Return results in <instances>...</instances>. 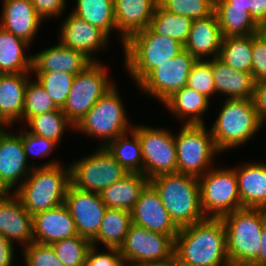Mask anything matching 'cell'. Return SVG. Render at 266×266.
I'll list each match as a JSON object with an SVG mask.
<instances>
[{"label":"cell","instance_id":"1","mask_svg":"<svg viewBox=\"0 0 266 266\" xmlns=\"http://www.w3.org/2000/svg\"><path fill=\"white\" fill-rule=\"evenodd\" d=\"M174 257L183 266H231L221 218L206 217L179 228L174 239Z\"/></svg>","mask_w":266,"mask_h":266},{"label":"cell","instance_id":"2","mask_svg":"<svg viewBox=\"0 0 266 266\" xmlns=\"http://www.w3.org/2000/svg\"><path fill=\"white\" fill-rule=\"evenodd\" d=\"M70 184L69 166H62L58 160H53L43 163L40 167L34 166L25 181L13 193L33 216L64 204Z\"/></svg>","mask_w":266,"mask_h":266},{"label":"cell","instance_id":"3","mask_svg":"<svg viewBox=\"0 0 266 266\" xmlns=\"http://www.w3.org/2000/svg\"><path fill=\"white\" fill-rule=\"evenodd\" d=\"M149 183L158 192L162 204L178 228L206 218L201 208L198 177L169 173L157 175Z\"/></svg>","mask_w":266,"mask_h":266},{"label":"cell","instance_id":"4","mask_svg":"<svg viewBox=\"0 0 266 266\" xmlns=\"http://www.w3.org/2000/svg\"><path fill=\"white\" fill-rule=\"evenodd\" d=\"M226 228L227 255L231 266H251L261 250L266 209L240 208L221 217Z\"/></svg>","mask_w":266,"mask_h":266},{"label":"cell","instance_id":"5","mask_svg":"<svg viewBox=\"0 0 266 266\" xmlns=\"http://www.w3.org/2000/svg\"><path fill=\"white\" fill-rule=\"evenodd\" d=\"M124 63L137 85L156 67L174 58L184 46L173 38L153 33L148 27L124 44Z\"/></svg>","mask_w":266,"mask_h":266},{"label":"cell","instance_id":"6","mask_svg":"<svg viewBox=\"0 0 266 266\" xmlns=\"http://www.w3.org/2000/svg\"><path fill=\"white\" fill-rule=\"evenodd\" d=\"M218 117L210 128L220 152L248 142L263 127L259 121L252 98H226Z\"/></svg>","mask_w":266,"mask_h":266},{"label":"cell","instance_id":"7","mask_svg":"<svg viewBox=\"0 0 266 266\" xmlns=\"http://www.w3.org/2000/svg\"><path fill=\"white\" fill-rule=\"evenodd\" d=\"M117 89L115 85L102 96L73 128L101 139V147L133 129Z\"/></svg>","mask_w":266,"mask_h":266},{"label":"cell","instance_id":"8","mask_svg":"<svg viewBox=\"0 0 266 266\" xmlns=\"http://www.w3.org/2000/svg\"><path fill=\"white\" fill-rule=\"evenodd\" d=\"M174 135L177 151V173L203 176L212 167L213 157L220 153L210 129L205 124H182Z\"/></svg>","mask_w":266,"mask_h":266},{"label":"cell","instance_id":"9","mask_svg":"<svg viewBox=\"0 0 266 266\" xmlns=\"http://www.w3.org/2000/svg\"><path fill=\"white\" fill-rule=\"evenodd\" d=\"M107 72L102 62L93 61L82 72L75 75L66 103L61 109L74 126L102 96L115 86L108 78Z\"/></svg>","mask_w":266,"mask_h":266},{"label":"cell","instance_id":"10","mask_svg":"<svg viewBox=\"0 0 266 266\" xmlns=\"http://www.w3.org/2000/svg\"><path fill=\"white\" fill-rule=\"evenodd\" d=\"M201 208L205 217L221 218L243 208L235 168H211L198 178Z\"/></svg>","mask_w":266,"mask_h":266},{"label":"cell","instance_id":"11","mask_svg":"<svg viewBox=\"0 0 266 266\" xmlns=\"http://www.w3.org/2000/svg\"><path fill=\"white\" fill-rule=\"evenodd\" d=\"M69 168L71 185L99 194L128 174L108 149L101 146L90 156L70 163Z\"/></svg>","mask_w":266,"mask_h":266},{"label":"cell","instance_id":"12","mask_svg":"<svg viewBox=\"0 0 266 266\" xmlns=\"http://www.w3.org/2000/svg\"><path fill=\"white\" fill-rule=\"evenodd\" d=\"M141 143L143 175L149 180L157 175L177 173L174 134L151 126H133Z\"/></svg>","mask_w":266,"mask_h":266},{"label":"cell","instance_id":"13","mask_svg":"<svg viewBox=\"0 0 266 266\" xmlns=\"http://www.w3.org/2000/svg\"><path fill=\"white\" fill-rule=\"evenodd\" d=\"M119 250L127 266L165 262L174 257V240L132 223Z\"/></svg>","mask_w":266,"mask_h":266},{"label":"cell","instance_id":"14","mask_svg":"<svg viewBox=\"0 0 266 266\" xmlns=\"http://www.w3.org/2000/svg\"><path fill=\"white\" fill-rule=\"evenodd\" d=\"M196 62L197 59L183 49L174 58L154 68L137 86L163 104L187 86L189 73Z\"/></svg>","mask_w":266,"mask_h":266},{"label":"cell","instance_id":"15","mask_svg":"<svg viewBox=\"0 0 266 266\" xmlns=\"http://www.w3.org/2000/svg\"><path fill=\"white\" fill-rule=\"evenodd\" d=\"M64 204L70 211L79 236L92 240L107 210L99 193L83 191L69 185Z\"/></svg>","mask_w":266,"mask_h":266},{"label":"cell","instance_id":"16","mask_svg":"<svg viewBox=\"0 0 266 266\" xmlns=\"http://www.w3.org/2000/svg\"><path fill=\"white\" fill-rule=\"evenodd\" d=\"M27 162L21 133L0 132V193H11L25 181L34 168Z\"/></svg>","mask_w":266,"mask_h":266},{"label":"cell","instance_id":"17","mask_svg":"<svg viewBox=\"0 0 266 266\" xmlns=\"http://www.w3.org/2000/svg\"><path fill=\"white\" fill-rule=\"evenodd\" d=\"M130 214L134 225L169 235L173 240L178 234L179 228L171 220L158 192L150 183L141 191Z\"/></svg>","mask_w":266,"mask_h":266},{"label":"cell","instance_id":"18","mask_svg":"<svg viewBox=\"0 0 266 266\" xmlns=\"http://www.w3.org/2000/svg\"><path fill=\"white\" fill-rule=\"evenodd\" d=\"M62 23L58 42L70 49L81 51L92 61H96L92 57L93 52L100 50L101 47L105 48L109 36L72 12Z\"/></svg>","mask_w":266,"mask_h":266},{"label":"cell","instance_id":"19","mask_svg":"<svg viewBox=\"0 0 266 266\" xmlns=\"http://www.w3.org/2000/svg\"><path fill=\"white\" fill-rule=\"evenodd\" d=\"M0 234L24 247L33 242V216L14 193H0Z\"/></svg>","mask_w":266,"mask_h":266},{"label":"cell","instance_id":"20","mask_svg":"<svg viewBox=\"0 0 266 266\" xmlns=\"http://www.w3.org/2000/svg\"><path fill=\"white\" fill-rule=\"evenodd\" d=\"M76 235L75 222L65 204L33 215V242L52 245Z\"/></svg>","mask_w":266,"mask_h":266},{"label":"cell","instance_id":"21","mask_svg":"<svg viewBox=\"0 0 266 266\" xmlns=\"http://www.w3.org/2000/svg\"><path fill=\"white\" fill-rule=\"evenodd\" d=\"M32 56L34 73L65 72L76 75L93 62L83 52L70 49L60 42Z\"/></svg>","mask_w":266,"mask_h":266},{"label":"cell","instance_id":"22","mask_svg":"<svg viewBox=\"0 0 266 266\" xmlns=\"http://www.w3.org/2000/svg\"><path fill=\"white\" fill-rule=\"evenodd\" d=\"M251 0H217L215 14L222 37L248 36L259 33V25L250 16Z\"/></svg>","mask_w":266,"mask_h":266},{"label":"cell","instance_id":"23","mask_svg":"<svg viewBox=\"0 0 266 266\" xmlns=\"http://www.w3.org/2000/svg\"><path fill=\"white\" fill-rule=\"evenodd\" d=\"M116 30L122 45L135 33L145 30L153 17L158 0H113Z\"/></svg>","mask_w":266,"mask_h":266},{"label":"cell","instance_id":"24","mask_svg":"<svg viewBox=\"0 0 266 266\" xmlns=\"http://www.w3.org/2000/svg\"><path fill=\"white\" fill-rule=\"evenodd\" d=\"M3 1L0 27L31 44L42 22L31 0Z\"/></svg>","mask_w":266,"mask_h":266},{"label":"cell","instance_id":"25","mask_svg":"<svg viewBox=\"0 0 266 266\" xmlns=\"http://www.w3.org/2000/svg\"><path fill=\"white\" fill-rule=\"evenodd\" d=\"M222 33L215 12L207 17L193 20L184 49L197 60L219 56Z\"/></svg>","mask_w":266,"mask_h":266},{"label":"cell","instance_id":"26","mask_svg":"<svg viewBox=\"0 0 266 266\" xmlns=\"http://www.w3.org/2000/svg\"><path fill=\"white\" fill-rule=\"evenodd\" d=\"M235 173L242 207L266 209V163L244 164Z\"/></svg>","mask_w":266,"mask_h":266},{"label":"cell","instance_id":"27","mask_svg":"<svg viewBox=\"0 0 266 266\" xmlns=\"http://www.w3.org/2000/svg\"><path fill=\"white\" fill-rule=\"evenodd\" d=\"M30 76L29 73L0 76V114L10 126L23 119L25 89Z\"/></svg>","mask_w":266,"mask_h":266},{"label":"cell","instance_id":"28","mask_svg":"<svg viewBox=\"0 0 266 266\" xmlns=\"http://www.w3.org/2000/svg\"><path fill=\"white\" fill-rule=\"evenodd\" d=\"M216 93L227 95L228 99L252 98L255 81L252 73L232 69L218 57L211 59Z\"/></svg>","mask_w":266,"mask_h":266},{"label":"cell","instance_id":"29","mask_svg":"<svg viewBox=\"0 0 266 266\" xmlns=\"http://www.w3.org/2000/svg\"><path fill=\"white\" fill-rule=\"evenodd\" d=\"M148 183L149 179L142 173H128L100 195L107 208L131 211Z\"/></svg>","mask_w":266,"mask_h":266},{"label":"cell","instance_id":"30","mask_svg":"<svg viewBox=\"0 0 266 266\" xmlns=\"http://www.w3.org/2000/svg\"><path fill=\"white\" fill-rule=\"evenodd\" d=\"M171 114L183 119L184 124H205L203 113L210 107V99L196 90L185 86L175 92L164 103Z\"/></svg>","mask_w":266,"mask_h":266},{"label":"cell","instance_id":"31","mask_svg":"<svg viewBox=\"0 0 266 266\" xmlns=\"http://www.w3.org/2000/svg\"><path fill=\"white\" fill-rule=\"evenodd\" d=\"M30 44L0 27V72L2 74H32V55L25 50Z\"/></svg>","mask_w":266,"mask_h":266},{"label":"cell","instance_id":"32","mask_svg":"<svg viewBox=\"0 0 266 266\" xmlns=\"http://www.w3.org/2000/svg\"><path fill=\"white\" fill-rule=\"evenodd\" d=\"M132 224L130 211L107 208L98 234L91 240L92 246L102 243L106 248L119 249Z\"/></svg>","mask_w":266,"mask_h":266},{"label":"cell","instance_id":"33","mask_svg":"<svg viewBox=\"0 0 266 266\" xmlns=\"http://www.w3.org/2000/svg\"><path fill=\"white\" fill-rule=\"evenodd\" d=\"M193 20L184 15H177L156 5L148 28L155 34L173 38L183 46L186 43Z\"/></svg>","mask_w":266,"mask_h":266},{"label":"cell","instance_id":"34","mask_svg":"<svg viewBox=\"0 0 266 266\" xmlns=\"http://www.w3.org/2000/svg\"><path fill=\"white\" fill-rule=\"evenodd\" d=\"M106 148L128 173L143 174L141 143L138 135L133 130L118 136Z\"/></svg>","mask_w":266,"mask_h":266},{"label":"cell","instance_id":"35","mask_svg":"<svg viewBox=\"0 0 266 266\" xmlns=\"http://www.w3.org/2000/svg\"><path fill=\"white\" fill-rule=\"evenodd\" d=\"M72 13L103 30L108 36L113 29L116 31L113 0H77Z\"/></svg>","mask_w":266,"mask_h":266},{"label":"cell","instance_id":"36","mask_svg":"<svg viewBox=\"0 0 266 266\" xmlns=\"http://www.w3.org/2000/svg\"><path fill=\"white\" fill-rule=\"evenodd\" d=\"M252 56V34L222 39L218 58L232 69L252 73Z\"/></svg>","mask_w":266,"mask_h":266},{"label":"cell","instance_id":"37","mask_svg":"<svg viewBox=\"0 0 266 266\" xmlns=\"http://www.w3.org/2000/svg\"><path fill=\"white\" fill-rule=\"evenodd\" d=\"M23 124L28 126L26 130L31 134L53 140L57 144L61 141L66 127L74 128L60 108L35 115Z\"/></svg>","mask_w":266,"mask_h":266},{"label":"cell","instance_id":"38","mask_svg":"<svg viewBox=\"0 0 266 266\" xmlns=\"http://www.w3.org/2000/svg\"><path fill=\"white\" fill-rule=\"evenodd\" d=\"M57 258L65 266H85L86 257L92 241L76 235L52 244Z\"/></svg>","mask_w":266,"mask_h":266},{"label":"cell","instance_id":"39","mask_svg":"<svg viewBox=\"0 0 266 266\" xmlns=\"http://www.w3.org/2000/svg\"><path fill=\"white\" fill-rule=\"evenodd\" d=\"M35 76L55 105L62 109L70 93L75 75L65 72H50L35 73Z\"/></svg>","mask_w":266,"mask_h":266},{"label":"cell","instance_id":"40","mask_svg":"<svg viewBox=\"0 0 266 266\" xmlns=\"http://www.w3.org/2000/svg\"><path fill=\"white\" fill-rule=\"evenodd\" d=\"M53 100L39 84L37 80H28L25 89V99L23 108V122H27L31 117L58 110Z\"/></svg>","mask_w":266,"mask_h":266},{"label":"cell","instance_id":"41","mask_svg":"<svg viewBox=\"0 0 266 266\" xmlns=\"http://www.w3.org/2000/svg\"><path fill=\"white\" fill-rule=\"evenodd\" d=\"M158 3L167 11L192 20L207 17L215 10L214 0H158Z\"/></svg>","mask_w":266,"mask_h":266},{"label":"cell","instance_id":"42","mask_svg":"<svg viewBox=\"0 0 266 266\" xmlns=\"http://www.w3.org/2000/svg\"><path fill=\"white\" fill-rule=\"evenodd\" d=\"M187 86L209 99L216 93L211 59L197 60L189 73Z\"/></svg>","mask_w":266,"mask_h":266},{"label":"cell","instance_id":"43","mask_svg":"<svg viewBox=\"0 0 266 266\" xmlns=\"http://www.w3.org/2000/svg\"><path fill=\"white\" fill-rule=\"evenodd\" d=\"M23 249L26 266H65L57 258L52 245L31 242Z\"/></svg>","mask_w":266,"mask_h":266},{"label":"cell","instance_id":"44","mask_svg":"<svg viewBox=\"0 0 266 266\" xmlns=\"http://www.w3.org/2000/svg\"><path fill=\"white\" fill-rule=\"evenodd\" d=\"M252 77L255 82L266 80V36L252 34Z\"/></svg>","mask_w":266,"mask_h":266},{"label":"cell","instance_id":"45","mask_svg":"<svg viewBox=\"0 0 266 266\" xmlns=\"http://www.w3.org/2000/svg\"><path fill=\"white\" fill-rule=\"evenodd\" d=\"M23 131L24 133L21 131V138L27 160L29 155L33 157H47L56 148L55 146H58L53 140L31 134L26 130V126Z\"/></svg>","mask_w":266,"mask_h":266},{"label":"cell","instance_id":"46","mask_svg":"<svg viewBox=\"0 0 266 266\" xmlns=\"http://www.w3.org/2000/svg\"><path fill=\"white\" fill-rule=\"evenodd\" d=\"M97 249L95 246L89 249L85 266H125L119 249L107 248L109 252H99Z\"/></svg>","mask_w":266,"mask_h":266},{"label":"cell","instance_id":"47","mask_svg":"<svg viewBox=\"0 0 266 266\" xmlns=\"http://www.w3.org/2000/svg\"><path fill=\"white\" fill-rule=\"evenodd\" d=\"M38 16L44 20L60 16L66 8V0H31Z\"/></svg>","mask_w":266,"mask_h":266},{"label":"cell","instance_id":"48","mask_svg":"<svg viewBox=\"0 0 266 266\" xmlns=\"http://www.w3.org/2000/svg\"><path fill=\"white\" fill-rule=\"evenodd\" d=\"M252 101L263 125L266 122V80L255 82Z\"/></svg>","mask_w":266,"mask_h":266},{"label":"cell","instance_id":"49","mask_svg":"<svg viewBox=\"0 0 266 266\" xmlns=\"http://www.w3.org/2000/svg\"><path fill=\"white\" fill-rule=\"evenodd\" d=\"M14 243L0 234V266H11L14 256Z\"/></svg>","mask_w":266,"mask_h":266},{"label":"cell","instance_id":"50","mask_svg":"<svg viewBox=\"0 0 266 266\" xmlns=\"http://www.w3.org/2000/svg\"><path fill=\"white\" fill-rule=\"evenodd\" d=\"M250 16L259 25L266 17V0H251Z\"/></svg>","mask_w":266,"mask_h":266},{"label":"cell","instance_id":"51","mask_svg":"<svg viewBox=\"0 0 266 266\" xmlns=\"http://www.w3.org/2000/svg\"><path fill=\"white\" fill-rule=\"evenodd\" d=\"M260 243L261 250L258 259L251 266H266V223L262 228Z\"/></svg>","mask_w":266,"mask_h":266},{"label":"cell","instance_id":"52","mask_svg":"<svg viewBox=\"0 0 266 266\" xmlns=\"http://www.w3.org/2000/svg\"><path fill=\"white\" fill-rule=\"evenodd\" d=\"M140 266H183L175 257L165 262L145 263Z\"/></svg>","mask_w":266,"mask_h":266},{"label":"cell","instance_id":"53","mask_svg":"<svg viewBox=\"0 0 266 266\" xmlns=\"http://www.w3.org/2000/svg\"><path fill=\"white\" fill-rule=\"evenodd\" d=\"M259 33L261 35L266 36V17L263 19V21L259 24Z\"/></svg>","mask_w":266,"mask_h":266},{"label":"cell","instance_id":"54","mask_svg":"<svg viewBox=\"0 0 266 266\" xmlns=\"http://www.w3.org/2000/svg\"><path fill=\"white\" fill-rule=\"evenodd\" d=\"M10 126L4 119L3 117L1 116L0 114V132H4L5 131V128H3L4 126Z\"/></svg>","mask_w":266,"mask_h":266}]
</instances>
